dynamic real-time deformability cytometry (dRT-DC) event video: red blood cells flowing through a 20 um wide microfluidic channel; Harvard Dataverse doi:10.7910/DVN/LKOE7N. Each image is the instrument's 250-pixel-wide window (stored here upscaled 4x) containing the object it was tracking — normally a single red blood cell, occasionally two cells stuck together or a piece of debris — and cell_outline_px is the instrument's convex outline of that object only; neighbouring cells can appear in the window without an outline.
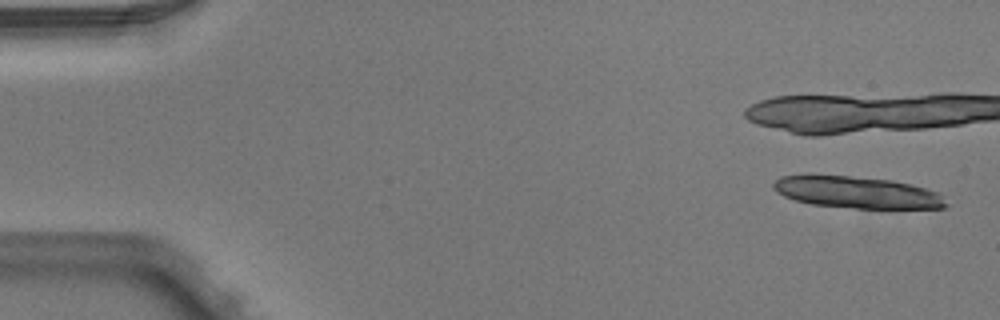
{"species": "Egyptian fruit bat (a non-hibernating species)", "species_latin": "Rousettus aegyptiacus", "temperature_condition": "warm", "stored_images_in_passage": 4, "camera_frame_rate_fps": 3000, "um_per_image_px": 0.085, "animal": {"sex": "male"}, "frame": {"image": 1, "passage_image": 1, "time_ms": 0.0, "image_size_px": [1000, 320], "cell_outline_px": [[948, 204], [944, 208], [856, 208], [812, 204], [796, 200], [784, 196], [772, 188], [772, 184], [780, 176], [848, 176], [892, 180], [912, 184], [936, 192]], "centroid_in_image_um": [72.85, 16.36], "position_along_channel_um": 12.1, "area_um2": 31.33}}